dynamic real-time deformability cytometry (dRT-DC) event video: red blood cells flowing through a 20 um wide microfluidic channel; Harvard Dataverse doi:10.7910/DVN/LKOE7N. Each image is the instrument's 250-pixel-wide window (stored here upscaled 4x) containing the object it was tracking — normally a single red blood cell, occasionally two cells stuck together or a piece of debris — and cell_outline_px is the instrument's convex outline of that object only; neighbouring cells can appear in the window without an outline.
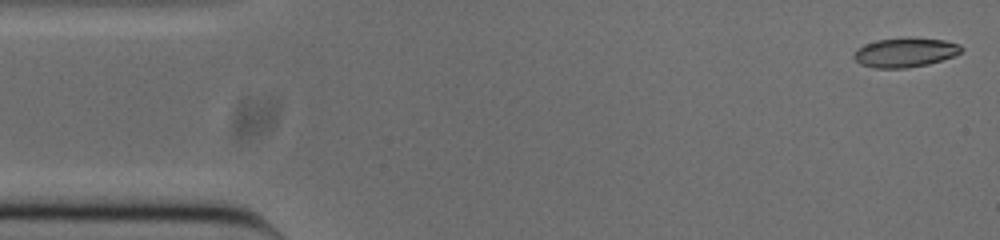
{"species": "common noctule bat (a hibernating species)", "species_latin": "Nyctalus noctula", "temperature_condition": "cold", "stored_images_in_passage": 51, "camera_frame_rate_fps": 3000, "um_per_image_px": 0.085, "animal": {"sex": "male", "body_mass_g": 20.0, "forearm_length_mm": 53.3}, "frame": {"image": 1, "passage_image": 1, "time_ms": 0.0, "image_size_px": [1000, 240], "cell_outline_px": [[964, 48], [960, 52], [952, 56], [928, 64], [908, 68], [872, 68], [860, 64], [852, 56], [856, 48], [864, 44], [876, 40], [908, 36], [944, 40], [960, 44]], "centroid_in_image_um": [76.9, 4.44], "position_along_channel_um": 8.1, "area_um2": 18.73}}
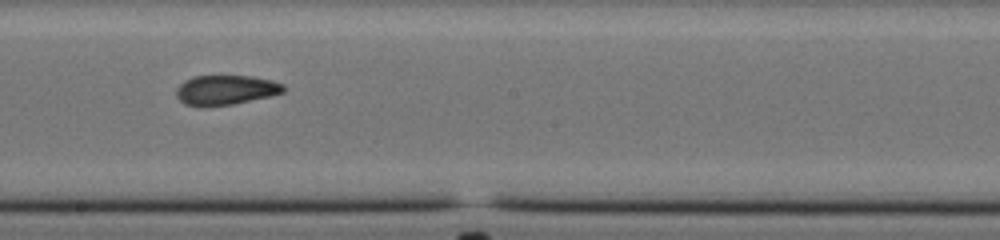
{"frame": {"image": 2, "passage_image": 27, "time_ms": 8.667, "image_size_px": [1000, 240], "cell_outline_px": [[288, 88], [284, 92], [272, 96], [232, 104], [204, 108], [200, 108], [184, 104], [176, 96], [176, 88], [184, 80], [192, 76], [252, 76], [272, 80], [284, 84]], "centroid_in_image_um": [19.18, 7.66], "position_along_channel_um": 229.0, "area_um2": 19.07}}
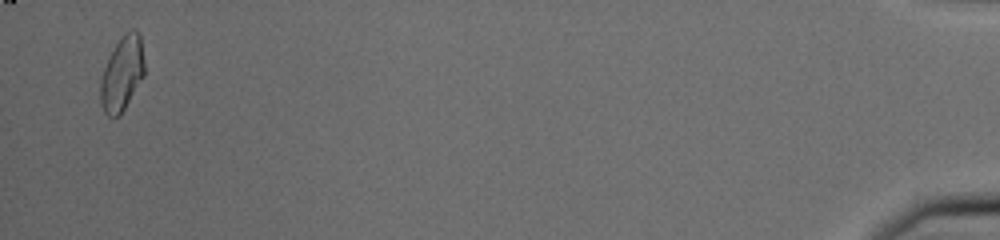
{"frame": {"image": 3, "passage_image": 50, "time_ms": 16.333, "image_size_px": [1000, 240], "cell_outline_px": [[144, 76], [120, 116], [112, 120], [104, 112], [100, 104], [100, 80], [104, 68], [116, 44], [124, 32], [132, 28], [136, 28], [140, 32], [144, 60]], "centroid_in_image_um": [10.38, 6.27], "position_along_channel_um": 424.8, "area_um2": 19.36}, "authors_computed_cell_mechanics": {"area_um2": 19.0162, "velocity_mm_per_s": 3.8592, "shape_relaxation_time_tau1_ms": null, "shape_relaxation_time_tau2_ms": 2.6303, "deformation_change_tau1": null, "deformation_change_tau2": 0.085}}